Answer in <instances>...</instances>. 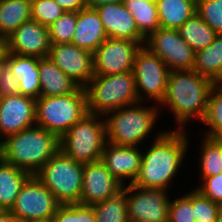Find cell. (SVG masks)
Segmentation results:
<instances>
[{
  "instance_id": "29",
  "label": "cell",
  "mask_w": 222,
  "mask_h": 222,
  "mask_svg": "<svg viewBox=\"0 0 222 222\" xmlns=\"http://www.w3.org/2000/svg\"><path fill=\"white\" fill-rule=\"evenodd\" d=\"M123 4L145 38L160 28L156 0H123Z\"/></svg>"
},
{
  "instance_id": "21",
  "label": "cell",
  "mask_w": 222,
  "mask_h": 222,
  "mask_svg": "<svg viewBox=\"0 0 222 222\" xmlns=\"http://www.w3.org/2000/svg\"><path fill=\"white\" fill-rule=\"evenodd\" d=\"M191 129L192 127L189 131V147L195 148V154L197 153L196 155L198 156L196 157L192 148L189 155L194 156V158H189L188 161L191 160V162L193 163L196 159L197 161L195 160V162H198L193 163L191 167L193 169V165H196L197 167H195L194 169H197L196 171L198 172L194 173V175L197 174L198 176L196 175V178L194 177L193 182H195V179H205L207 177H212L221 173L222 157L220 154L219 146L210 137H205L199 134L196 137H200L201 140L197 139L200 144H198V142L194 140L195 145L192 146L191 144L193 143V140L191 139V134H193L192 132L194 130ZM196 143L198 144V147Z\"/></svg>"
},
{
  "instance_id": "3",
  "label": "cell",
  "mask_w": 222,
  "mask_h": 222,
  "mask_svg": "<svg viewBox=\"0 0 222 222\" xmlns=\"http://www.w3.org/2000/svg\"><path fill=\"white\" fill-rule=\"evenodd\" d=\"M104 118L107 141L119 146L143 147L167 130L162 128L160 108L154 103L138 102L110 111Z\"/></svg>"
},
{
  "instance_id": "25",
  "label": "cell",
  "mask_w": 222,
  "mask_h": 222,
  "mask_svg": "<svg viewBox=\"0 0 222 222\" xmlns=\"http://www.w3.org/2000/svg\"><path fill=\"white\" fill-rule=\"evenodd\" d=\"M193 70L215 84H222V34H218L208 47L195 52Z\"/></svg>"
},
{
  "instance_id": "1",
  "label": "cell",
  "mask_w": 222,
  "mask_h": 222,
  "mask_svg": "<svg viewBox=\"0 0 222 222\" xmlns=\"http://www.w3.org/2000/svg\"><path fill=\"white\" fill-rule=\"evenodd\" d=\"M189 141L187 130H166L159 138L147 142L142 147L140 172L133 185L171 192L180 184L178 180L183 173V182H186L185 174L191 166L187 161L191 149Z\"/></svg>"
},
{
  "instance_id": "17",
  "label": "cell",
  "mask_w": 222,
  "mask_h": 222,
  "mask_svg": "<svg viewBox=\"0 0 222 222\" xmlns=\"http://www.w3.org/2000/svg\"><path fill=\"white\" fill-rule=\"evenodd\" d=\"M8 52L36 58H45L50 50L48 27L30 19L7 37Z\"/></svg>"
},
{
  "instance_id": "32",
  "label": "cell",
  "mask_w": 222,
  "mask_h": 222,
  "mask_svg": "<svg viewBox=\"0 0 222 222\" xmlns=\"http://www.w3.org/2000/svg\"><path fill=\"white\" fill-rule=\"evenodd\" d=\"M180 186L181 189L178 187L177 194H175L177 188L172 190L168 222H195L193 214V188L191 187L190 189L189 187L188 189L187 184L184 186L185 189L182 187L183 185L180 184Z\"/></svg>"
},
{
  "instance_id": "4",
  "label": "cell",
  "mask_w": 222,
  "mask_h": 222,
  "mask_svg": "<svg viewBox=\"0 0 222 222\" xmlns=\"http://www.w3.org/2000/svg\"><path fill=\"white\" fill-rule=\"evenodd\" d=\"M60 150V138L37 125L7 136L2 159L35 175Z\"/></svg>"
},
{
  "instance_id": "40",
  "label": "cell",
  "mask_w": 222,
  "mask_h": 222,
  "mask_svg": "<svg viewBox=\"0 0 222 222\" xmlns=\"http://www.w3.org/2000/svg\"><path fill=\"white\" fill-rule=\"evenodd\" d=\"M65 11L78 12L87 7V0H54Z\"/></svg>"
},
{
  "instance_id": "6",
  "label": "cell",
  "mask_w": 222,
  "mask_h": 222,
  "mask_svg": "<svg viewBox=\"0 0 222 222\" xmlns=\"http://www.w3.org/2000/svg\"><path fill=\"white\" fill-rule=\"evenodd\" d=\"M36 125L61 138L86 114L87 96L84 87L62 96H40L36 99Z\"/></svg>"
},
{
  "instance_id": "31",
  "label": "cell",
  "mask_w": 222,
  "mask_h": 222,
  "mask_svg": "<svg viewBox=\"0 0 222 222\" xmlns=\"http://www.w3.org/2000/svg\"><path fill=\"white\" fill-rule=\"evenodd\" d=\"M92 206L96 222H130L127 211L126 185L116 195Z\"/></svg>"
},
{
  "instance_id": "38",
  "label": "cell",
  "mask_w": 222,
  "mask_h": 222,
  "mask_svg": "<svg viewBox=\"0 0 222 222\" xmlns=\"http://www.w3.org/2000/svg\"><path fill=\"white\" fill-rule=\"evenodd\" d=\"M196 182L188 185L191 187L194 184L192 187L198 190L205 197L219 205L222 204V172L205 179H196Z\"/></svg>"
},
{
  "instance_id": "20",
  "label": "cell",
  "mask_w": 222,
  "mask_h": 222,
  "mask_svg": "<svg viewBox=\"0 0 222 222\" xmlns=\"http://www.w3.org/2000/svg\"><path fill=\"white\" fill-rule=\"evenodd\" d=\"M103 23L96 9L86 7L77 12L72 43L92 54L107 39Z\"/></svg>"
},
{
  "instance_id": "37",
  "label": "cell",
  "mask_w": 222,
  "mask_h": 222,
  "mask_svg": "<svg viewBox=\"0 0 222 222\" xmlns=\"http://www.w3.org/2000/svg\"><path fill=\"white\" fill-rule=\"evenodd\" d=\"M220 205L208 199L193 187V214L195 222H216Z\"/></svg>"
},
{
  "instance_id": "24",
  "label": "cell",
  "mask_w": 222,
  "mask_h": 222,
  "mask_svg": "<svg viewBox=\"0 0 222 222\" xmlns=\"http://www.w3.org/2000/svg\"><path fill=\"white\" fill-rule=\"evenodd\" d=\"M32 175L0 159V210L10 211L25 182Z\"/></svg>"
},
{
  "instance_id": "45",
  "label": "cell",
  "mask_w": 222,
  "mask_h": 222,
  "mask_svg": "<svg viewBox=\"0 0 222 222\" xmlns=\"http://www.w3.org/2000/svg\"><path fill=\"white\" fill-rule=\"evenodd\" d=\"M218 146L222 157V137H210Z\"/></svg>"
},
{
  "instance_id": "33",
  "label": "cell",
  "mask_w": 222,
  "mask_h": 222,
  "mask_svg": "<svg viewBox=\"0 0 222 222\" xmlns=\"http://www.w3.org/2000/svg\"><path fill=\"white\" fill-rule=\"evenodd\" d=\"M76 22L77 12L65 11L54 23L48 27L50 43H72Z\"/></svg>"
},
{
  "instance_id": "15",
  "label": "cell",
  "mask_w": 222,
  "mask_h": 222,
  "mask_svg": "<svg viewBox=\"0 0 222 222\" xmlns=\"http://www.w3.org/2000/svg\"><path fill=\"white\" fill-rule=\"evenodd\" d=\"M36 99L22 94L0 97V137L36 125Z\"/></svg>"
},
{
  "instance_id": "36",
  "label": "cell",
  "mask_w": 222,
  "mask_h": 222,
  "mask_svg": "<svg viewBox=\"0 0 222 222\" xmlns=\"http://www.w3.org/2000/svg\"><path fill=\"white\" fill-rule=\"evenodd\" d=\"M196 13L217 34H222V0H196Z\"/></svg>"
},
{
  "instance_id": "28",
  "label": "cell",
  "mask_w": 222,
  "mask_h": 222,
  "mask_svg": "<svg viewBox=\"0 0 222 222\" xmlns=\"http://www.w3.org/2000/svg\"><path fill=\"white\" fill-rule=\"evenodd\" d=\"M177 30L195 52L208 47L218 35L197 13Z\"/></svg>"
},
{
  "instance_id": "34",
  "label": "cell",
  "mask_w": 222,
  "mask_h": 222,
  "mask_svg": "<svg viewBox=\"0 0 222 222\" xmlns=\"http://www.w3.org/2000/svg\"><path fill=\"white\" fill-rule=\"evenodd\" d=\"M53 220L54 222H96V216L91 205L60 204Z\"/></svg>"
},
{
  "instance_id": "23",
  "label": "cell",
  "mask_w": 222,
  "mask_h": 222,
  "mask_svg": "<svg viewBox=\"0 0 222 222\" xmlns=\"http://www.w3.org/2000/svg\"><path fill=\"white\" fill-rule=\"evenodd\" d=\"M40 96H62L75 92L80 86L62 72L48 57L38 58Z\"/></svg>"
},
{
  "instance_id": "13",
  "label": "cell",
  "mask_w": 222,
  "mask_h": 222,
  "mask_svg": "<svg viewBox=\"0 0 222 222\" xmlns=\"http://www.w3.org/2000/svg\"><path fill=\"white\" fill-rule=\"evenodd\" d=\"M141 46L129 39L107 38L93 53L94 75L133 71L135 56Z\"/></svg>"
},
{
  "instance_id": "9",
  "label": "cell",
  "mask_w": 222,
  "mask_h": 222,
  "mask_svg": "<svg viewBox=\"0 0 222 222\" xmlns=\"http://www.w3.org/2000/svg\"><path fill=\"white\" fill-rule=\"evenodd\" d=\"M133 73L139 102L159 105L165 96L170 74L164 61L141 46L135 56Z\"/></svg>"
},
{
  "instance_id": "19",
  "label": "cell",
  "mask_w": 222,
  "mask_h": 222,
  "mask_svg": "<svg viewBox=\"0 0 222 222\" xmlns=\"http://www.w3.org/2000/svg\"><path fill=\"white\" fill-rule=\"evenodd\" d=\"M95 9L108 38L129 39L145 45L146 38L139 32L131 12L123 2L108 3Z\"/></svg>"
},
{
  "instance_id": "16",
  "label": "cell",
  "mask_w": 222,
  "mask_h": 222,
  "mask_svg": "<svg viewBox=\"0 0 222 222\" xmlns=\"http://www.w3.org/2000/svg\"><path fill=\"white\" fill-rule=\"evenodd\" d=\"M122 188L123 185L112 176L101 160L83 164L82 195L79 204L92 206L116 195Z\"/></svg>"
},
{
  "instance_id": "26",
  "label": "cell",
  "mask_w": 222,
  "mask_h": 222,
  "mask_svg": "<svg viewBox=\"0 0 222 222\" xmlns=\"http://www.w3.org/2000/svg\"><path fill=\"white\" fill-rule=\"evenodd\" d=\"M161 28L178 29L196 13V0H156Z\"/></svg>"
},
{
  "instance_id": "42",
  "label": "cell",
  "mask_w": 222,
  "mask_h": 222,
  "mask_svg": "<svg viewBox=\"0 0 222 222\" xmlns=\"http://www.w3.org/2000/svg\"><path fill=\"white\" fill-rule=\"evenodd\" d=\"M8 54L7 38L0 36V61H5Z\"/></svg>"
},
{
  "instance_id": "27",
  "label": "cell",
  "mask_w": 222,
  "mask_h": 222,
  "mask_svg": "<svg viewBox=\"0 0 222 222\" xmlns=\"http://www.w3.org/2000/svg\"><path fill=\"white\" fill-rule=\"evenodd\" d=\"M30 19L31 3L28 0H0V36L7 38Z\"/></svg>"
},
{
  "instance_id": "46",
  "label": "cell",
  "mask_w": 222,
  "mask_h": 222,
  "mask_svg": "<svg viewBox=\"0 0 222 222\" xmlns=\"http://www.w3.org/2000/svg\"><path fill=\"white\" fill-rule=\"evenodd\" d=\"M216 222H222V204L219 207Z\"/></svg>"
},
{
  "instance_id": "5",
  "label": "cell",
  "mask_w": 222,
  "mask_h": 222,
  "mask_svg": "<svg viewBox=\"0 0 222 222\" xmlns=\"http://www.w3.org/2000/svg\"><path fill=\"white\" fill-rule=\"evenodd\" d=\"M88 113L105 116L108 112L138 103L133 71L94 75L84 87Z\"/></svg>"
},
{
  "instance_id": "11",
  "label": "cell",
  "mask_w": 222,
  "mask_h": 222,
  "mask_svg": "<svg viewBox=\"0 0 222 222\" xmlns=\"http://www.w3.org/2000/svg\"><path fill=\"white\" fill-rule=\"evenodd\" d=\"M60 203L35 175L22 186L9 211L18 222L53 217Z\"/></svg>"
},
{
  "instance_id": "41",
  "label": "cell",
  "mask_w": 222,
  "mask_h": 222,
  "mask_svg": "<svg viewBox=\"0 0 222 222\" xmlns=\"http://www.w3.org/2000/svg\"><path fill=\"white\" fill-rule=\"evenodd\" d=\"M119 2H123V0H87V7L95 9L104 4Z\"/></svg>"
},
{
  "instance_id": "14",
  "label": "cell",
  "mask_w": 222,
  "mask_h": 222,
  "mask_svg": "<svg viewBox=\"0 0 222 222\" xmlns=\"http://www.w3.org/2000/svg\"><path fill=\"white\" fill-rule=\"evenodd\" d=\"M47 57L80 87L94 76L93 54L73 43L51 44Z\"/></svg>"
},
{
  "instance_id": "2",
  "label": "cell",
  "mask_w": 222,
  "mask_h": 222,
  "mask_svg": "<svg viewBox=\"0 0 222 222\" xmlns=\"http://www.w3.org/2000/svg\"><path fill=\"white\" fill-rule=\"evenodd\" d=\"M214 86L212 80L193 69L170 71L165 96L158 105L162 120L168 113L173 118L172 125L169 122L170 126L165 128L189 131L192 124L193 128L198 126L206 115L208 97Z\"/></svg>"
},
{
  "instance_id": "48",
  "label": "cell",
  "mask_w": 222,
  "mask_h": 222,
  "mask_svg": "<svg viewBox=\"0 0 222 222\" xmlns=\"http://www.w3.org/2000/svg\"><path fill=\"white\" fill-rule=\"evenodd\" d=\"M30 3H33V2H35V1H38V0H28Z\"/></svg>"
},
{
  "instance_id": "10",
  "label": "cell",
  "mask_w": 222,
  "mask_h": 222,
  "mask_svg": "<svg viewBox=\"0 0 222 222\" xmlns=\"http://www.w3.org/2000/svg\"><path fill=\"white\" fill-rule=\"evenodd\" d=\"M173 193L164 189L126 185L130 222H168L169 202Z\"/></svg>"
},
{
  "instance_id": "18",
  "label": "cell",
  "mask_w": 222,
  "mask_h": 222,
  "mask_svg": "<svg viewBox=\"0 0 222 222\" xmlns=\"http://www.w3.org/2000/svg\"><path fill=\"white\" fill-rule=\"evenodd\" d=\"M142 147H126L106 142L101 161L123 186L133 184L140 172Z\"/></svg>"
},
{
  "instance_id": "30",
  "label": "cell",
  "mask_w": 222,
  "mask_h": 222,
  "mask_svg": "<svg viewBox=\"0 0 222 222\" xmlns=\"http://www.w3.org/2000/svg\"><path fill=\"white\" fill-rule=\"evenodd\" d=\"M200 125L198 124L199 128L204 127H196L199 132L195 131L196 135L201 133L205 137H222V84H215L211 89L206 115Z\"/></svg>"
},
{
  "instance_id": "35",
  "label": "cell",
  "mask_w": 222,
  "mask_h": 222,
  "mask_svg": "<svg viewBox=\"0 0 222 222\" xmlns=\"http://www.w3.org/2000/svg\"><path fill=\"white\" fill-rule=\"evenodd\" d=\"M65 10L54 0H38L31 3V19L49 27Z\"/></svg>"
},
{
  "instance_id": "47",
  "label": "cell",
  "mask_w": 222,
  "mask_h": 222,
  "mask_svg": "<svg viewBox=\"0 0 222 222\" xmlns=\"http://www.w3.org/2000/svg\"><path fill=\"white\" fill-rule=\"evenodd\" d=\"M3 153V139L0 137V159H2Z\"/></svg>"
},
{
  "instance_id": "44",
  "label": "cell",
  "mask_w": 222,
  "mask_h": 222,
  "mask_svg": "<svg viewBox=\"0 0 222 222\" xmlns=\"http://www.w3.org/2000/svg\"><path fill=\"white\" fill-rule=\"evenodd\" d=\"M21 222H54L53 217L50 218H42V219H34V220H24Z\"/></svg>"
},
{
  "instance_id": "8",
  "label": "cell",
  "mask_w": 222,
  "mask_h": 222,
  "mask_svg": "<svg viewBox=\"0 0 222 222\" xmlns=\"http://www.w3.org/2000/svg\"><path fill=\"white\" fill-rule=\"evenodd\" d=\"M60 204L80 203L83 164L66 156L61 150L53 155L35 174Z\"/></svg>"
},
{
  "instance_id": "7",
  "label": "cell",
  "mask_w": 222,
  "mask_h": 222,
  "mask_svg": "<svg viewBox=\"0 0 222 222\" xmlns=\"http://www.w3.org/2000/svg\"><path fill=\"white\" fill-rule=\"evenodd\" d=\"M107 142L104 116L88 113L61 138L60 150L81 164L101 160Z\"/></svg>"
},
{
  "instance_id": "12",
  "label": "cell",
  "mask_w": 222,
  "mask_h": 222,
  "mask_svg": "<svg viewBox=\"0 0 222 222\" xmlns=\"http://www.w3.org/2000/svg\"><path fill=\"white\" fill-rule=\"evenodd\" d=\"M144 46L160 57L170 71L194 68L195 51L177 29L160 27L146 38Z\"/></svg>"
},
{
  "instance_id": "39",
  "label": "cell",
  "mask_w": 222,
  "mask_h": 222,
  "mask_svg": "<svg viewBox=\"0 0 222 222\" xmlns=\"http://www.w3.org/2000/svg\"><path fill=\"white\" fill-rule=\"evenodd\" d=\"M21 94L19 79L14 75L10 65L3 61L0 63V97Z\"/></svg>"
},
{
  "instance_id": "43",
  "label": "cell",
  "mask_w": 222,
  "mask_h": 222,
  "mask_svg": "<svg viewBox=\"0 0 222 222\" xmlns=\"http://www.w3.org/2000/svg\"><path fill=\"white\" fill-rule=\"evenodd\" d=\"M0 222H18V221L9 211L0 210Z\"/></svg>"
},
{
  "instance_id": "22",
  "label": "cell",
  "mask_w": 222,
  "mask_h": 222,
  "mask_svg": "<svg viewBox=\"0 0 222 222\" xmlns=\"http://www.w3.org/2000/svg\"><path fill=\"white\" fill-rule=\"evenodd\" d=\"M5 61L10 65L12 72L19 79L21 94L38 99L40 97L38 58L8 52Z\"/></svg>"
}]
</instances>
